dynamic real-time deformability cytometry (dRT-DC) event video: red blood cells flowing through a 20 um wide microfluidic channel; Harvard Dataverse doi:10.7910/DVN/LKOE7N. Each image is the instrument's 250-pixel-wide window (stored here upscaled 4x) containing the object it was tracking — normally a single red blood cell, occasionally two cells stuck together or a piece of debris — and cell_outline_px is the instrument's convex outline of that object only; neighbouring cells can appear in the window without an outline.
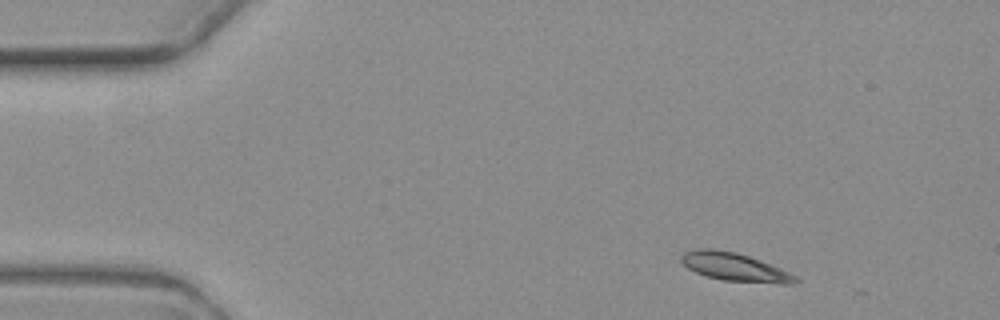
{"species": "common noctule bat (a hibernating species)", "species_latin": "Nyctalus noctula", "temperature_condition": "warm", "stored_images_in_passage": 5, "camera_frame_rate_fps": 3000, "um_per_image_px": 0.085, "animal": {"sex": "female", "body_mass_g": 19.3, "forearm_length_mm": 54.1}, "frame": {"image": 1, "passage_image": 1, "time_ms": 0.0, "image_size_px": [1000, 320], "cell_outline_px": [[800, 280], [792, 284], [780, 284], [724, 280], [704, 276], [688, 268], [680, 260], [680, 256], [684, 252], [700, 248], [712, 248], [736, 252], [748, 256], [780, 268], [796, 276]], "centroid_in_image_um": [62.43, 22.7], "position_along_channel_um": 22.6, "area_um2": 18.73}}
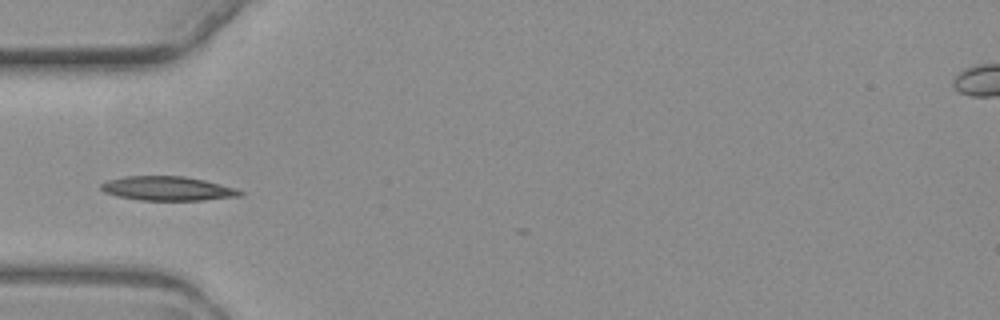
{"frame": {"image": 2, "passage_image": 4, "time_ms": 3.667, "image_size_px": [1000, 320], "cell_outline_px": [[244, 196], [204, 200], [140, 200], [120, 196], [104, 192], [100, 188], [100, 184], [108, 180], [124, 176], [184, 176], [204, 180], [236, 188], [244, 192]], "centroid_in_image_um": [14.29, 16.02], "position_along_channel_um": 70.7, "area_um2": 19.59}}
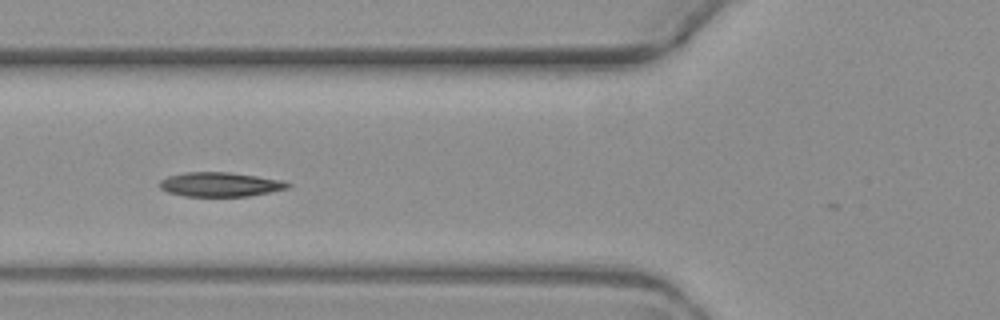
{"frame": {"image": 3, "passage_image": 5, "time_ms": 4.667, "image_size_px": [1000, 320], "cell_outline_px": [[292, 184], [288, 188], [248, 196], [184, 196], [168, 192], [160, 188], [160, 180], [168, 176], [184, 172], [228, 172], [256, 176], [280, 180]], "centroid_in_image_um": [18.68, 15.67], "position_along_channel_um": 107.1, "area_um2": 17.98}}